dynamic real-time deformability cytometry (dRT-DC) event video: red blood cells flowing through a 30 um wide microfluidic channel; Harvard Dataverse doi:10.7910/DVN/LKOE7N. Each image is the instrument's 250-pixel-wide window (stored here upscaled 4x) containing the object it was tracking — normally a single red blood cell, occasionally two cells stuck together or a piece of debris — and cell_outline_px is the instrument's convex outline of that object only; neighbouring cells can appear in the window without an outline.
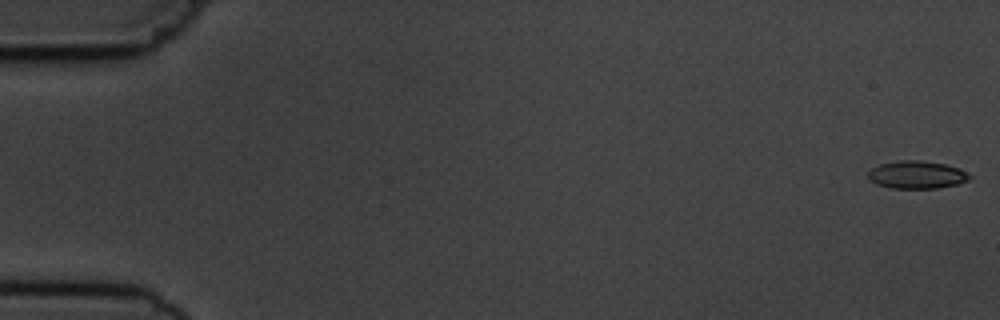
{"species": "common noctule bat (a hibernating species)", "species_latin": "Nyctalus noctula", "temperature_condition": "cold", "stored_images_in_passage": 3, "camera_frame_rate_fps": 3000, "um_per_image_px": 0.085, "animal": {"sex": "male", "body_mass_g": 19.5, "forearm_length_mm": 54.6}, "frame": {"image": 1, "passage_image": 1, "time_ms": 0.0, "image_size_px": [1000, 320], "cell_outline_px": [[972, 176], [968, 180], [956, 184], [936, 188], [892, 188], [876, 184], [868, 180], [868, 172], [872, 168], [880, 164], [900, 160], [920, 160], [944, 164], [956, 168]], "centroid_in_image_um": [77.87, 14.85], "position_along_channel_um": 7.1, "area_um2": 16.18}}